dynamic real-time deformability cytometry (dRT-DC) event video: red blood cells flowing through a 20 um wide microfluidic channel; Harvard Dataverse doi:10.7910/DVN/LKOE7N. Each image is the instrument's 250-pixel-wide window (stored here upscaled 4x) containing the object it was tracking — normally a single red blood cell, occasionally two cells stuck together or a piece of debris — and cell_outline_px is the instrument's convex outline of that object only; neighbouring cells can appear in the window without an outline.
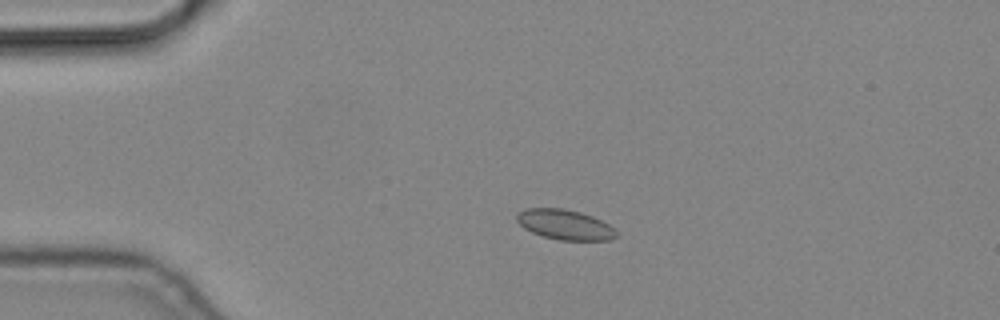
{"species": "common noctule bat (a hibernating species)", "species_latin": "Nyctalus noctula", "temperature_condition": "cold", "stored_images_in_passage": 3, "camera_frame_rate_fps": 3000, "um_per_image_px": 0.085, "animal": {"sex": "male", "body_mass_g": 19.2, "forearm_length_mm": 51.8}, "frame": {"image": 1, "passage_image": 3, "time_ms": 0.667, "image_size_px": [1000, 320], "cell_outline_px": [[616, 236], [608, 240], [560, 240], [544, 236], [532, 232], [524, 228], [516, 220], [516, 216], [520, 212], [528, 208], [564, 208], [580, 212], [592, 216], [616, 228]], "centroid_in_image_um": [48.02, 19.09], "position_along_channel_um": 37.0, "area_um2": 17.28}}